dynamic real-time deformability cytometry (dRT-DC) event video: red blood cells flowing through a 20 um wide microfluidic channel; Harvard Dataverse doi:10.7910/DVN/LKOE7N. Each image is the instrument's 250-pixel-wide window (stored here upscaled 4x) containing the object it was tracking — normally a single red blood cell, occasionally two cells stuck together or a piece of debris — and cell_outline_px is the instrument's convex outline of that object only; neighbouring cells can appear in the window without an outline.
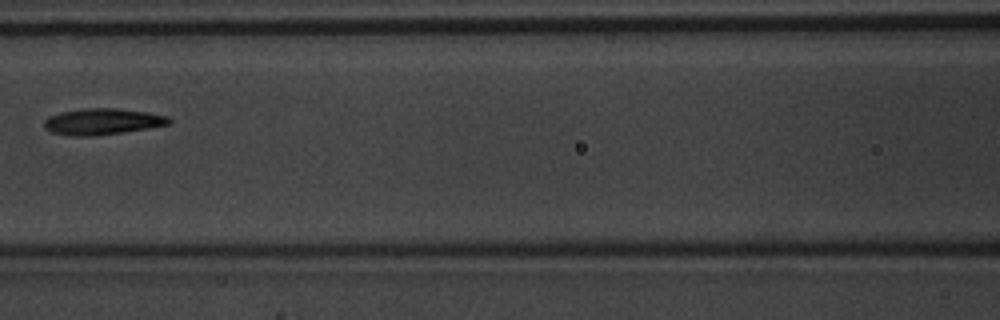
{"species": "common noctule bat (a hibernating species)", "species_latin": "Nyctalus noctula", "temperature_condition": "warm", "stored_images_in_passage": 6, "camera_frame_rate_fps": 3000, "um_per_image_px": 0.085, "animal": {"sex": "male", "body_mass_g": 20.1, "forearm_length_mm": 53.5}, "frame": {"image": 1, "passage_image": 6, "time_ms": 1.667, "image_size_px": [1000, 320], "cell_outline_px": [[172, 124], [124, 132], [96, 136], [72, 136], [52, 132], [44, 128], [44, 120], [48, 116], [60, 112], [84, 108], [116, 108], [148, 112], [168, 116], [172, 120]], "centroid_in_image_um": [8.72, 10.33], "position_along_channel_um": 157.9, "area_um2": 19.31}}